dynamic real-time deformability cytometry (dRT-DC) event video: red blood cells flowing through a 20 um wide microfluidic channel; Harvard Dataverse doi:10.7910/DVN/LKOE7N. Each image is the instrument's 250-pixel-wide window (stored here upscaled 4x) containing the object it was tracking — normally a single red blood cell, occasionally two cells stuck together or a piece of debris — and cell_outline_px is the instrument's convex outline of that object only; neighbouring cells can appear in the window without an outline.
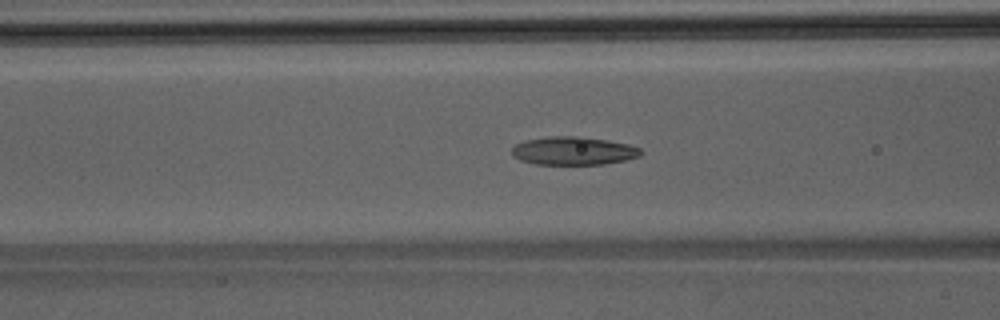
{"species": "Egyptian fruit bat (a non-hibernating species)", "species_latin": "Rousettus aegyptiacus", "temperature_condition": "room temperature", "stored_images_in_passage": 49, "camera_frame_rate_fps": 3000, "um_per_image_px": 0.085, "animal": {"sex": "male"}, "frame": {"image": 1, "passage_image": 19, "time_ms": 6.0, "image_size_px": [1000, 320], "cell_outline_px": [[644, 152], [640, 156], [624, 160], [604, 164], [536, 164], [520, 160], [512, 156], [512, 148], [516, 144], [528, 140], [552, 136], [580, 136], [608, 140], [628, 144], [640, 148]], "centroid_in_image_um": [48.77, 12.82], "position_along_channel_um": 117.8, "area_um2": 21.15}}
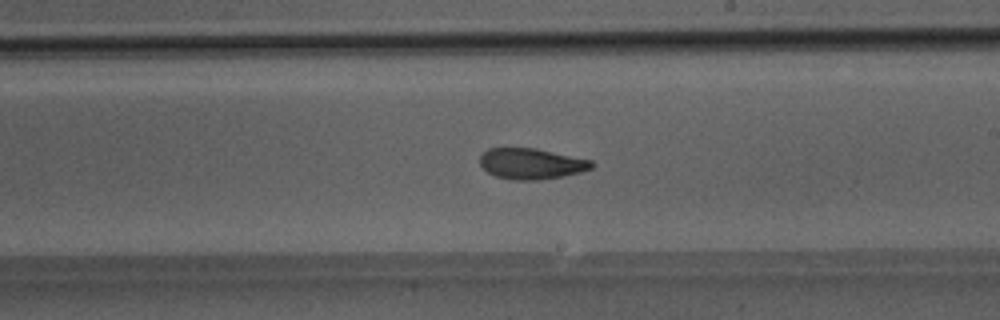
{"frame": {"image": 2, "passage_image": 28, "time_ms": 9.0, "image_size_px": [1000, 320], "cell_outline_px": [[596, 164], [592, 168], [580, 172], [564, 176], [540, 180], [512, 180], [496, 176], [488, 172], [480, 164], [480, 156], [488, 148], [536, 148], [592, 160]], "centroid_in_image_um": [45.19, 13.91], "position_along_channel_um": 243.8, "area_um2": 20.17}}
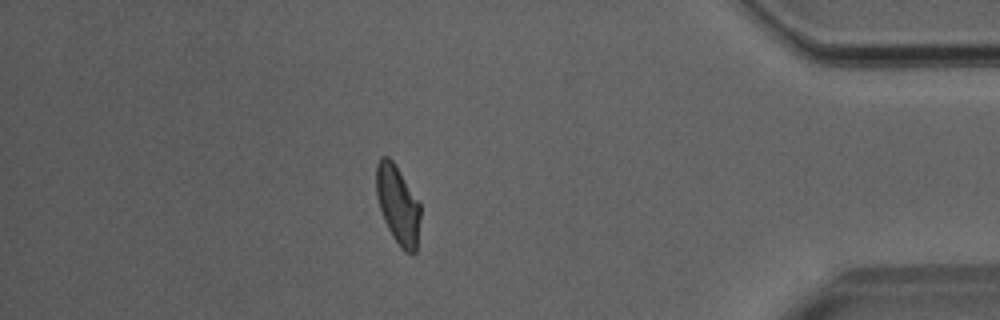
{"frame": {"image": 3, "passage_image": 42, "time_ms": 13.667, "image_size_px": [1000, 320], "cell_outline_px": [[420, 216], [416, 252], [404, 252], [400, 248], [392, 236], [384, 220], [376, 196], [376, 164], [380, 156], [388, 156], [392, 160], [420, 204]], "centroid_in_image_um": [33.8, 17.41], "position_along_channel_um": 401.4, "area_um2": 20.0}}